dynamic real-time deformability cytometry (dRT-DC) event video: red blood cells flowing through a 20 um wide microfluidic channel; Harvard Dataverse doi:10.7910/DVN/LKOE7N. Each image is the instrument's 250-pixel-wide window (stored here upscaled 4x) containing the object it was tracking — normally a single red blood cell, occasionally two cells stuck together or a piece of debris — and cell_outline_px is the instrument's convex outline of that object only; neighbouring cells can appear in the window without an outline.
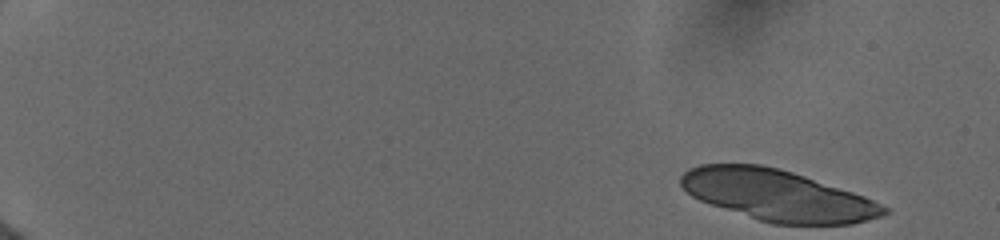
{"species": "human", "species_latin": "Homo sapiens", "temperature_condition": "cold", "stored_images_in_passage": 22, "camera_frame_rate_fps": 3000, "um_per_image_px": 0.085, "donor": {"sex": "female"}, "frame": {"image": 1, "passage_image": 1, "time_ms": 0.0, "image_size_px": [1000, 240], "cell_outline_px": [[888, 212], [884, 216], [852, 224], [772, 224], [700, 200], [692, 196], [680, 184], [680, 176], [688, 168], [700, 164], [760, 164], [780, 168], [864, 196], [888, 208]], "centroid_in_image_um": [66.08, 16.59], "position_along_channel_um": 18.9, "area_um2": 59.82}}